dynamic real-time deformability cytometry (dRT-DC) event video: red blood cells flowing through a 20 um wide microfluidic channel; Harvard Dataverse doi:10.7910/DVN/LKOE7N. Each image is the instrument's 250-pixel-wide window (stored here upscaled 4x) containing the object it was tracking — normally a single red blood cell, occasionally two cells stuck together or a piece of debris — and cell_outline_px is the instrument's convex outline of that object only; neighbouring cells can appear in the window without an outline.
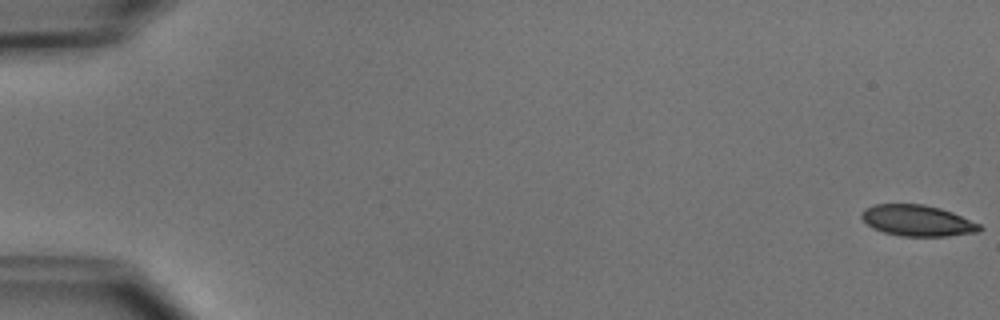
{"species": "common noctule bat (a hibernating species)", "species_latin": "Nyctalus noctula", "temperature_condition": "cold", "stored_images_in_passage": 6, "camera_frame_rate_fps": 3000, "um_per_image_px": 0.085, "animal": {"sex": "male", "body_mass_g": 15.6}, "frame": {"image": 1, "passage_image": 1, "time_ms": 0.0, "image_size_px": [1000, 320], "cell_outline_px": [[984, 228], [980, 232], [948, 236], [900, 236], [884, 232], [872, 228], [860, 216], [864, 208], [876, 204], [924, 204], [940, 208], [952, 212], [980, 224]], "centroid_in_image_um": [78.0, 18.75], "position_along_channel_um": 7.0, "area_um2": 21.44}}
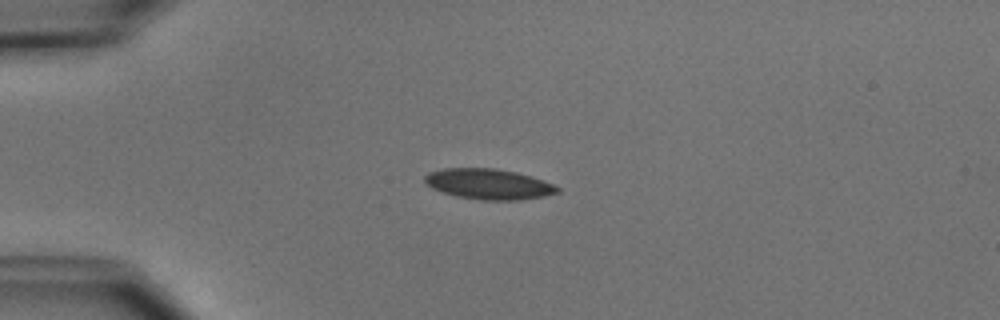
{"frame": {"image": 2, "passage_image": 5, "time_ms": 4.333, "image_size_px": [1000, 320], "cell_outline_px": [[560, 192], [544, 196], [520, 200], [480, 200], [456, 196], [432, 188], [424, 184], [424, 176], [428, 172], [444, 168], [496, 168], [516, 172], [532, 176], [552, 184], [560, 188]], "centroid_in_image_um": [41.52, 15.64], "position_along_channel_um": 43.5, "area_um2": 23.7}}